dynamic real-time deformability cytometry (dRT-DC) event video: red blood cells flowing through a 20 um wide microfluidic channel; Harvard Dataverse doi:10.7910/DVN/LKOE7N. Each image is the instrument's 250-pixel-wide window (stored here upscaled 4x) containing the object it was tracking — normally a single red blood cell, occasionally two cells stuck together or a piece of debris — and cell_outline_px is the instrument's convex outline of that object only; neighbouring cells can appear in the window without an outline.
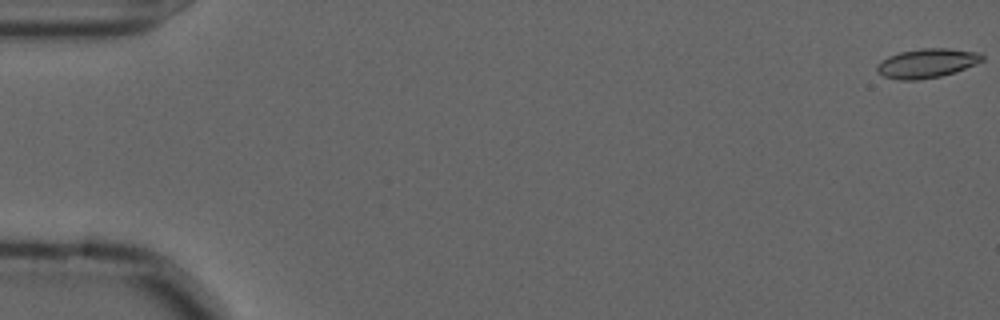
{"species": "common noctule bat (a hibernating species)", "species_latin": "Nyctalus noctula", "temperature_condition": "cold", "stored_images_in_passage": 57, "camera_frame_rate_fps": 3000, "um_per_image_px": 0.085, "animal": {"sex": "male", "forearm_length_mm": 52.5}, "frame": {"image": 1, "passage_image": 1, "time_ms": 0.0, "image_size_px": [1000, 320], "cell_outline_px": [[984, 60], [976, 64], [956, 72], [940, 76], [920, 80], [900, 80], [884, 76], [876, 72], [876, 64], [880, 60], [888, 56], [900, 52], [920, 48], [948, 48], [980, 52], [984, 56]], "centroid_in_image_um": [78.78, 5.37], "position_along_channel_um": 6.2, "area_um2": 18.21}}
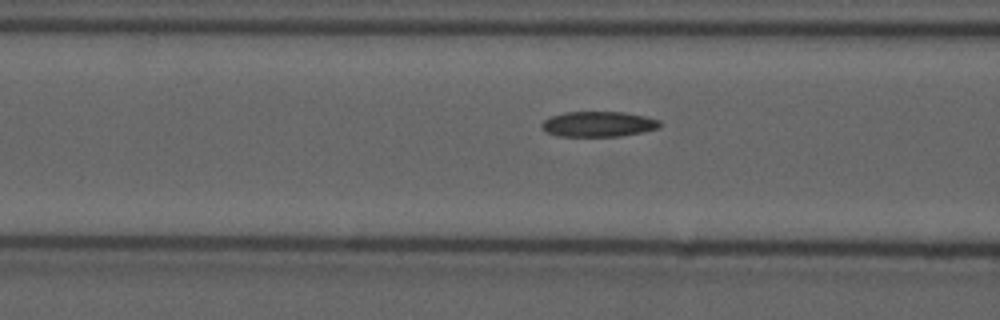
{"frame": {"image": 2, "passage_image": 23, "time_ms": 7.333, "image_size_px": [1000, 320], "cell_outline_px": [[664, 124], [660, 128], [620, 136], [556, 136], [544, 132], [540, 128], [540, 124], [544, 120], [552, 116], [564, 112], [624, 112], [644, 116], [660, 120]], "centroid_in_image_um": [50.84, 10.55], "position_along_channel_um": 115.8, "area_um2": 17.63}}
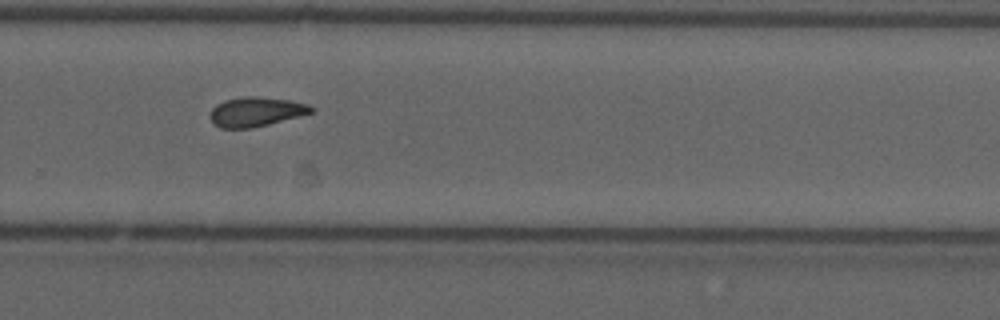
{"frame": {"image": 3, "passage_image": 39, "time_ms": 12.667, "image_size_px": [1000, 320], "cell_outline_px": [[316, 112], [252, 128], [220, 128], [212, 120], [212, 108], [216, 104], [224, 100], [244, 96], [256, 96], [288, 100], [308, 104], [316, 108]], "centroid_in_image_um": [21.82, 9.49], "position_along_channel_um": 308.0, "area_um2": 17.28}, "authors_computed_cell_mechanics": {"area_um2": 17.4556, "velocity_mm_per_s": 3.6104, "shape_relaxation_time_tau1_ms": null, "shape_relaxation_time_tau2_ms": 8.1165, "deformation_change_tau1": null, "deformation_change_tau2": 0.1511}}